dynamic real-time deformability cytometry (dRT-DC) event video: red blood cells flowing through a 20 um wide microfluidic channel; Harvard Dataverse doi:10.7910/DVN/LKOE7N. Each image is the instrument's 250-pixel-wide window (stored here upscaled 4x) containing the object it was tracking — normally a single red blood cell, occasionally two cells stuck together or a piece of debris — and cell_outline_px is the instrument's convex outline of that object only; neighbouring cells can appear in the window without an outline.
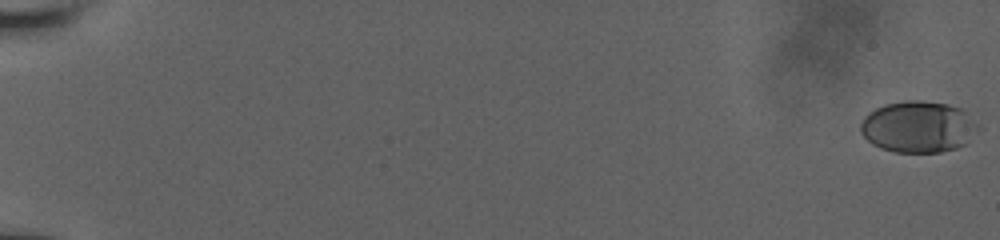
{"species": "human", "species_latin": "Homo sapiens", "temperature_condition": "room temperature", "stored_images_in_passage": 18, "camera_frame_rate_fps": 3000, "um_per_image_px": 0.085, "donor": {"sex": "male"}, "frame": {"image": 1, "passage_image": 1, "time_ms": 0.0, "image_size_px": [1000, 240], "cell_outline_px": [[984, 128], [964, 144], [956, 148], [940, 152], [896, 152], [880, 148], [872, 144], [860, 132], [860, 124], [864, 116], [868, 112], [884, 104], [904, 100], [920, 100], [948, 104], [964, 108]], "centroid_in_image_um": [78.11, 10.76], "position_along_channel_um": 6.9, "area_um2": 36.01}}
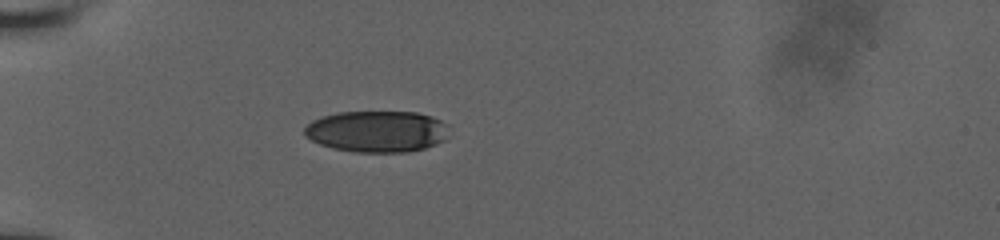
{"frame": {"image": 2, "passage_image": 16, "time_ms": 6.333, "image_size_px": [1000, 240], "cell_outline_px": [[448, 136], [444, 140], [436, 144], [424, 148], [408, 152], [356, 152], [332, 148], [320, 144], [304, 136], [304, 128], [312, 120], [320, 116], [340, 112], [416, 112], [432, 116], [440, 120], [444, 124]], "centroid_in_image_um": [32.01, 11.17], "position_along_channel_um": 53.0, "area_um2": 34.91}}
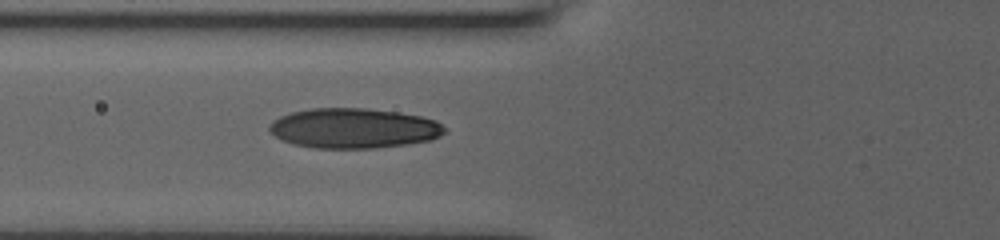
{"frame": {"image": 3, "passage_image": 18, "time_ms": 8.0, "image_size_px": [1000, 240], "cell_outline_px": [[444, 132], [440, 136], [428, 140], [404, 144], [372, 148], [312, 148], [292, 144], [276, 136], [268, 128], [272, 120], [280, 116], [292, 112], [308, 108], [364, 108], [396, 112], [420, 116], [436, 120], [444, 128]], "centroid_in_image_um": [30.02, 10.89], "position_along_channel_um": 95.8, "area_um2": 40.58}}